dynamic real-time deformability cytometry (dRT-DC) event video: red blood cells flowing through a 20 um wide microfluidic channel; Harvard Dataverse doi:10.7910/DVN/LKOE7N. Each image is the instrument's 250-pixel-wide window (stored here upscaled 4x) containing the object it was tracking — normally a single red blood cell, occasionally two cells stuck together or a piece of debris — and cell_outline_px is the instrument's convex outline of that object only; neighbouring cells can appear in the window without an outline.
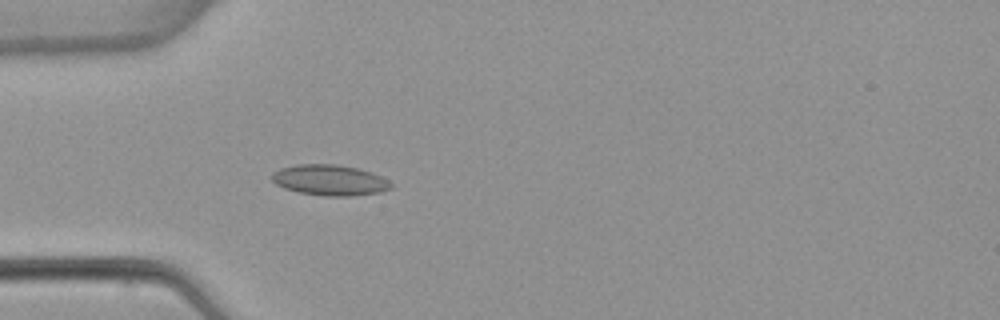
{"species": "common noctule bat (a hibernating species)", "species_latin": "Nyctalus noctula", "temperature_condition": "warm", "stored_images_in_passage": 5, "camera_frame_rate_fps": 3000, "um_per_image_px": 0.085, "animal": {"sex": "female", "body_mass_g": 22.7, "forearm_length_mm": 54.2}, "frame": {"image": 1, "passage_image": 5, "time_ms": 5.0, "image_size_px": [1000, 320], "cell_outline_px": [[392, 188], [380, 192], [348, 196], [324, 196], [300, 192], [284, 188], [276, 184], [268, 176], [272, 172], [280, 168], [296, 164], [336, 164], [356, 168], [372, 172], [388, 180], [392, 184]], "centroid_in_image_um": [27.99, 15.3], "position_along_channel_um": 57.0, "area_um2": 21.39}}